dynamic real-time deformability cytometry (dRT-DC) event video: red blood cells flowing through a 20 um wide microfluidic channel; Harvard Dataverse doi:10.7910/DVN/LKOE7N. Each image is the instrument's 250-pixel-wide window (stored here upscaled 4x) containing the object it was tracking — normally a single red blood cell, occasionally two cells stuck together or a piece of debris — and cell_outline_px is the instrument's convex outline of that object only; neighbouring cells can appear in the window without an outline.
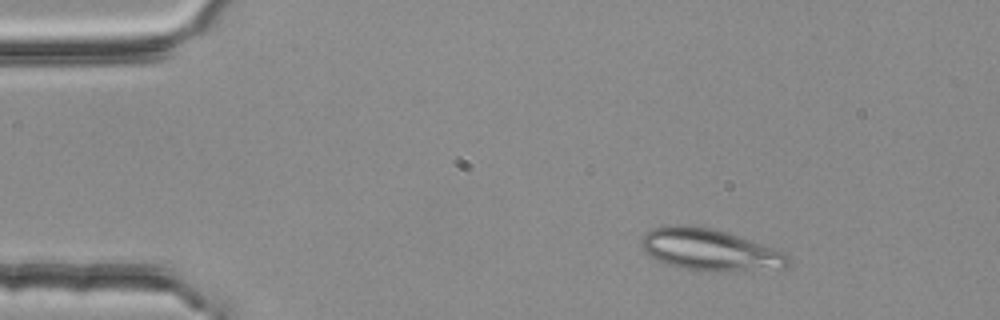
{"species": "common noctule bat (a hibernating species)", "species_latin": "Nyctalus noctula", "temperature_condition": "room temperature", "stored_images_in_passage": 2, "camera_frame_rate_fps": 3000, "um_per_image_px": 0.085, "animal": {"sex": "female", "body_mass_g": 25.1}, "frame": {"image": 1, "passage_image": 2, "time_ms": 0.333, "image_size_px": [1000, 320], "cell_outline_px": [[788, 264], [784, 268], [680, 268], [668, 264], [648, 256], [640, 248], [640, 240], [644, 232], [652, 228], [664, 224], [680, 224], [712, 228], [764, 244], [788, 252]], "centroid_in_image_um": [60.21, 21.15], "position_along_channel_um": 24.8, "area_um2": 34.74}}